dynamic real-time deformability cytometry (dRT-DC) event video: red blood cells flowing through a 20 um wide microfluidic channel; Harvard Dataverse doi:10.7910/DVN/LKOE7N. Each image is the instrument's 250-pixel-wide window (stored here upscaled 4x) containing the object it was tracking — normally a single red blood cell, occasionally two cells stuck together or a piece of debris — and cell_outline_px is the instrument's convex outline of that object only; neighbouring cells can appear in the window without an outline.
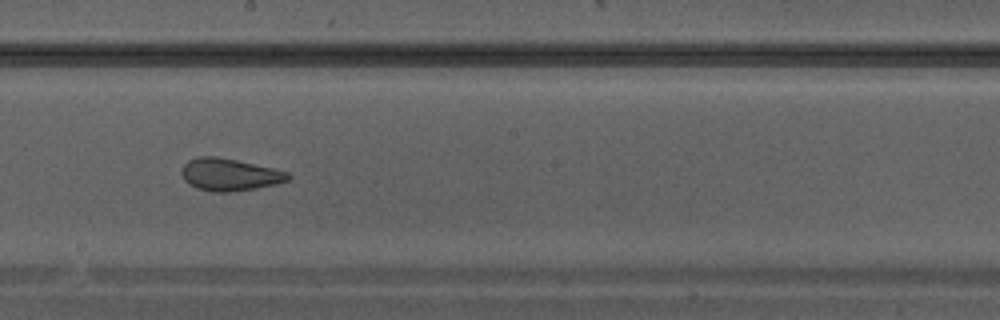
{"species": "Egyptian fruit bat (a non-hibernating species)", "species_latin": "Rousettus aegyptiacus", "temperature_condition": "warm", "stored_images_in_passage": 28, "camera_frame_rate_fps": 3000, "um_per_image_px": 0.085, "animal": {"sex": "male"}, "frame": {"image": 1, "passage_image": 13, "time_ms": 4.0, "image_size_px": [1000, 320], "cell_outline_px": [[292, 176], [288, 180], [276, 184], [256, 188], [232, 192], [212, 192], [196, 188], [188, 184], [184, 180], [180, 172], [184, 164], [188, 160], [196, 156], [216, 156], [236, 160], [272, 168], [288, 172]], "centroid_in_image_um": [19.47, 14.84], "position_along_channel_um": 228.7, "area_um2": 20.17}}